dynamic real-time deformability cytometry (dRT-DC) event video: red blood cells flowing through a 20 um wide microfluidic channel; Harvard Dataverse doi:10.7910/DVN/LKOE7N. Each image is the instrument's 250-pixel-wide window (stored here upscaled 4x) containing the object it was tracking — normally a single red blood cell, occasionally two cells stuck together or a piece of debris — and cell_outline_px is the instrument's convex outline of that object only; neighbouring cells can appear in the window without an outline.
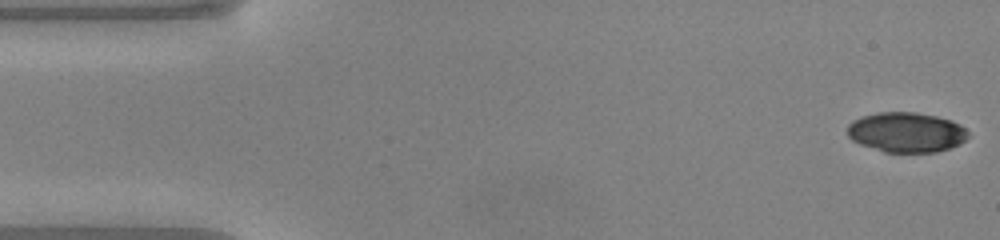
{"species": "common noctule bat (a hibernating species)", "species_latin": "Nyctalus noctula", "temperature_condition": "warm", "stored_images_in_passage": 10, "camera_frame_rate_fps": 3000, "um_per_image_px": 0.085, "animal": {"sex": "male", "body_mass_g": 20.0, "forearm_length_mm": 53.3}, "frame": {"image": 1, "passage_image": 1, "time_ms": 0.0, "image_size_px": [1000, 240], "cell_outline_px": [[968, 136], [960, 144], [936, 152], [884, 152], [860, 144], [852, 140], [848, 136], [848, 124], [852, 120], [864, 116], [880, 112], [916, 112], [936, 116], [952, 120], [960, 124], [968, 132]], "centroid_in_image_um": [77.04, 11.24], "position_along_channel_um": 8.0, "area_um2": 28.09}}